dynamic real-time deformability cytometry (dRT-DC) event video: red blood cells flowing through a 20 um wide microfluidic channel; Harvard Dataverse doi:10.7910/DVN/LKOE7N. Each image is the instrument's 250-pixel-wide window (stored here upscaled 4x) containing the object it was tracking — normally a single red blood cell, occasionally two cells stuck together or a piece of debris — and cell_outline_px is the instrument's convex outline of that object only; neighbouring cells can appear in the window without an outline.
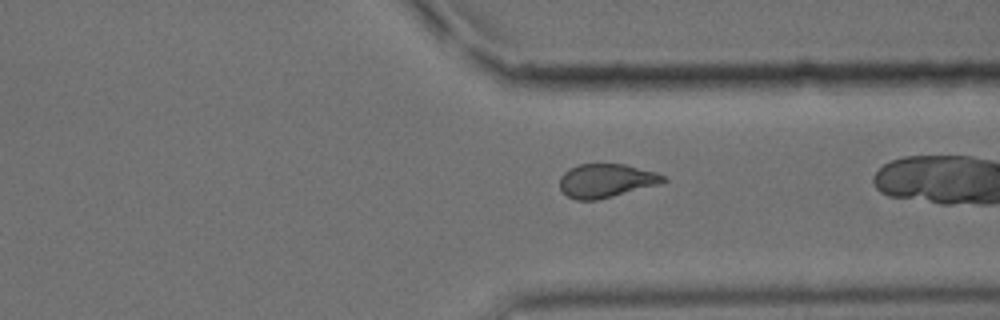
{"species": "common noctule bat (a hibernating species)", "species_latin": "Nyctalus noctula", "temperature_condition": "cold", "stored_images_in_passage": 42, "camera_frame_rate_fps": 3000, "um_per_image_px": 0.085, "animal": {"sex": "male", "body_mass_g": 15.6}, "frame": {"image": 1, "passage_image": 40, "time_ms": 13.0, "image_size_px": [1000, 320], "cell_outline_px": [[668, 180], [660, 184], [596, 200], [576, 200], [568, 196], [560, 188], [560, 176], [568, 168], [580, 164], [624, 164], [656, 172], [664, 176]], "centroid_in_image_um": [51.51, 15.35], "position_along_channel_um": 359.9, "area_um2": 20.23}}